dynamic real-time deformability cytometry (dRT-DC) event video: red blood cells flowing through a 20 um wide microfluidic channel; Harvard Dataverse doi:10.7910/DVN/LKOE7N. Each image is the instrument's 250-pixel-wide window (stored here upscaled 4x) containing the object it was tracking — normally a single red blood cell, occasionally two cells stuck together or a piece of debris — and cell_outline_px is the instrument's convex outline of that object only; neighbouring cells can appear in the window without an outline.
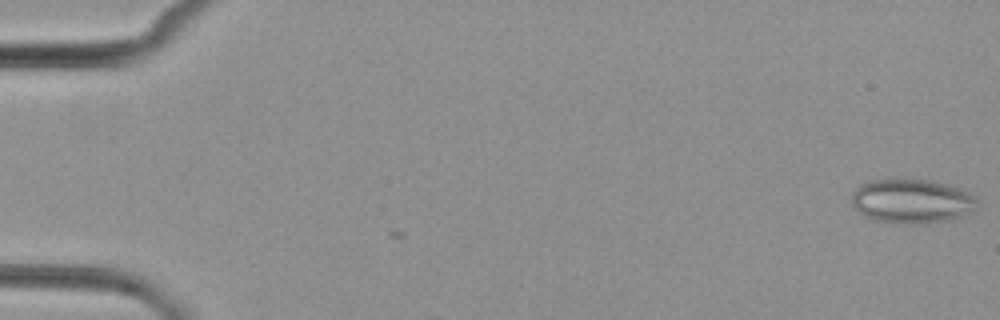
{"species": "common noctule bat (a hibernating species)", "species_latin": "Nyctalus noctula", "temperature_condition": "cold", "stored_images_in_passage": 2, "camera_frame_rate_fps": 3000, "um_per_image_px": 0.085, "animal": {"sex": "female", "body_mass_g": 29.2, "forearm_length_mm": 56.3}, "frame": {"image": 1, "passage_image": 2, "time_ms": 1.333, "image_size_px": [1000, 320], "cell_outline_px": [[976, 200], [972, 212], [948, 220], [916, 224], [904, 224], [876, 220], [860, 212], [852, 204], [852, 192], [860, 184], [868, 180], [904, 176], [928, 180], [948, 184], [960, 188], [968, 192]], "centroid_in_image_um": [77.46, 17.04], "position_along_channel_um": 7.5, "area_um2": 32.77}}